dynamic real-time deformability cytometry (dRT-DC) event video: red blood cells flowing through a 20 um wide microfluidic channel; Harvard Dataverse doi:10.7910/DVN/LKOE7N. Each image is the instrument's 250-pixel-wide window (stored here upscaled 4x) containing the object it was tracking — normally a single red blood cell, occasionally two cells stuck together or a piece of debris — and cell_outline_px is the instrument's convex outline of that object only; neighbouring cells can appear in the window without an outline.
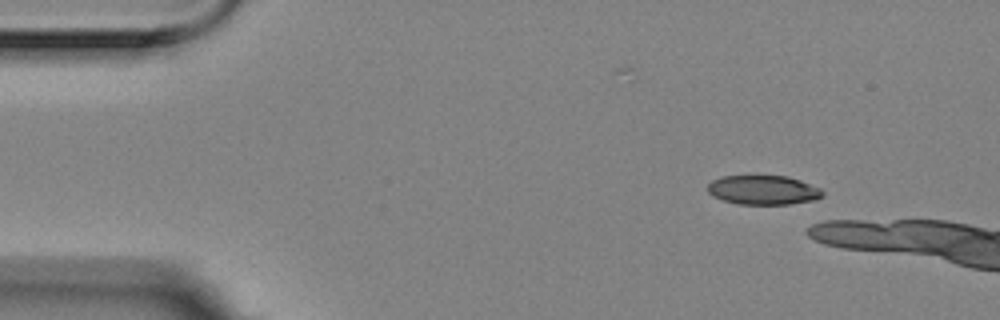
{"species": "Egyptian fruit bat (a non-hibernating species)", "species_latin": "Rousettus aegyptiacus", "temperature_condition": "room temperature", "stored_images_in_passage": 4, "camera_frame_rate_fps": 3000, "um_per_image_px": 0.085, "animal": {"sex": "female"}, "frame": {"image": 1, "passage_image": 1, "time_ms": 0.0, "image_size_px": [1000, 320], "cell_outline_px": [[824, 196], [816, 200], [788, 204], [740, 204], [724, 200], [712, 196], [708, 192], [708, 184], [712, 180], [720, 176], [788, 176], [800, 180], [820, 188], [824, 192]], "centroid_in_image_um": [64.89, 16.15], "position_along_channel_um": 20.1, "area_um2": 19.65}}